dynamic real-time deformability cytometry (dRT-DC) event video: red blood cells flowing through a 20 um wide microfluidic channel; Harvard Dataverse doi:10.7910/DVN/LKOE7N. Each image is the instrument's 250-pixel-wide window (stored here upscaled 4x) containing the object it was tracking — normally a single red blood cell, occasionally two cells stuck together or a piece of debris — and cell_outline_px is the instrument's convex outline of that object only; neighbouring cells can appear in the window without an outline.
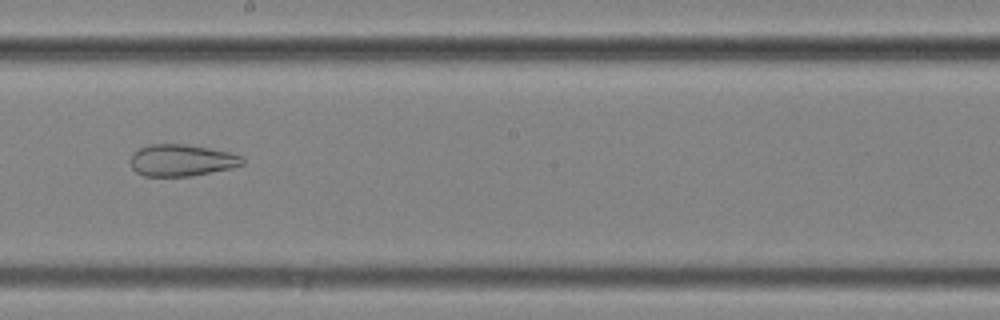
{"species": "common noctule bat (a hibernating species)", "species_latin": "Nyctalus noctula", "temperature_condition": "cold", "stored_images_in_passage": 55, "camera_frame_rate_fps": 3000, "um_per_image_px": 0.085, "animal": {"sex": "female", "body_mass_g": 25.1}, "frame": {"image": 1, "passage_image": 32, "time_ms": 10.333, "image_size_px": [1000, 320], "cell_outline_px": [[244, 164], [232, 168], [192, 176], [144, 176], [136, 172], [132, 168], [132, 152], [140, 148], [152, 144], [184, 144], [208, 148], [228, 152], [244, 156]], "centroid_in_image_um": [15.46, 13.63], "position_along_channel_um": 232.7, "area_um2": 20.69}}
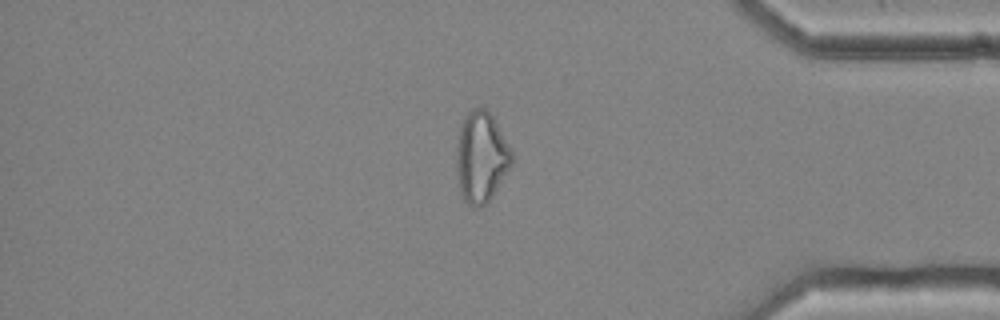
{"frame": {"image": 2, "passage_image": 47, "time_ms": 15.333, "image_size_px": [1000, 320], "cell_outline_px": [[512, 164], [492, 196], [484, 204], [476, 208], [472, 208], [464, 200], [460, 192], [456, 168], [456, 148], [460, 124], [468, 112], [472, 108], [484, 108], [492, 116], [512, 152]], "centroid_in_image_um": [40.87, 13.37], "position_along_channel_um": 394.3, "area_um2": 29.02}}